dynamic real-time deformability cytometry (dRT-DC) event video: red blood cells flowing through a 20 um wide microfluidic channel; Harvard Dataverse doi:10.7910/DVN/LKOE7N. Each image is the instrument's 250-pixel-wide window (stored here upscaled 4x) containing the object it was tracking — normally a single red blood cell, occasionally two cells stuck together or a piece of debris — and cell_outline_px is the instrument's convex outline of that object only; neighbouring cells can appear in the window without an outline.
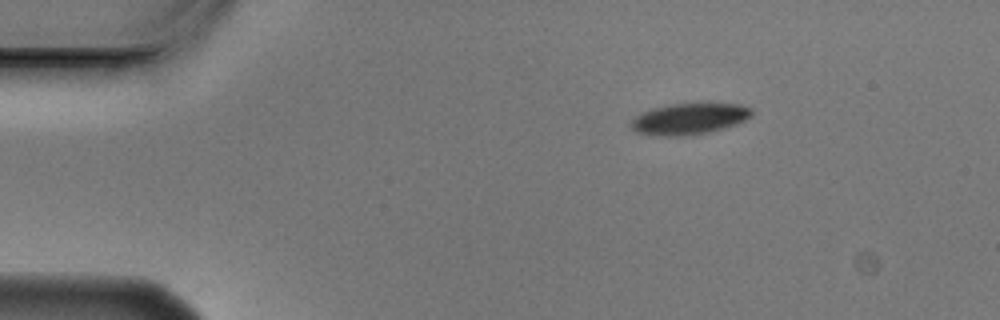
{"species": "Egyptian fruit bat (a non-hibernating species)", "species_latin": "Rousettus aegyptiacus", "temperature_condition": "cold", "stored_images_in_passage": 4, "camera_frame_rate_fps": 3000, "um_per_image_px": 0.085, "animal": {"sex": "male"}, "frame": {"image": 1, "passage_image": 1, "time_ms": 0.0, "image_size_px": [1000, 320], "cell_outline_px": [[752, 116], [736, 124], [704, 132], [680, 136], [660, 136], [636, 132], [628, 124], [636, 116], [652, 108], [672, 104], [740, 104], [752, 108]], "centroid_in_image_um": [58.56, 10.09], "position_along_channel_um": 26.4, "area_um2": 21.5}}
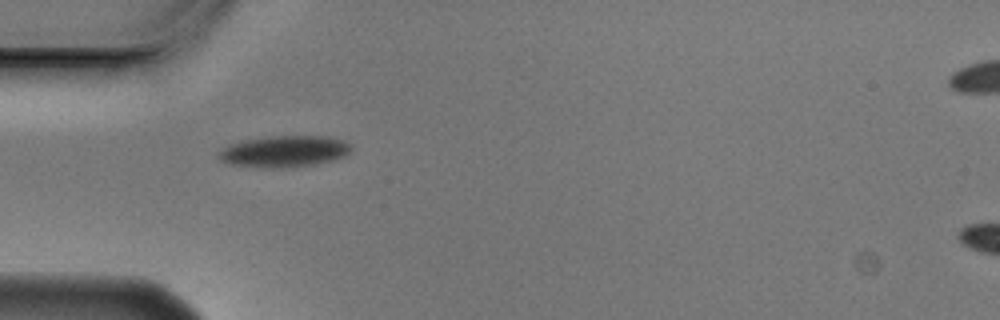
{"frame": {"image": 2, "passage_image": 3, "time_ms": 0.667, "image_size_px": [1000, 320], "cell_outline_px": [[352, 148], [344, 156], [332, 160], [312, 164], [280, 168], [264, 168], [232, 164], [220, 160], [216, 156], [216, 152], [232, 144], [244, 140], [272, 136], [328, 136], [344, 140]], "centroid_in_image_um": [24.14, 12.86], "position_along_channel_um": 60.9, "area_um2": 24.04}}
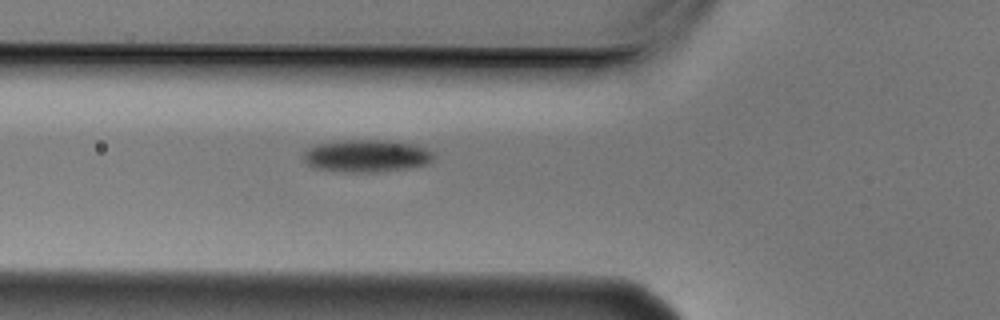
{"frame": {"image": 3, "passage_image": 4, "time_ms": 1.0, "image_size_px": [1000, 320], "cell_outline_px": [[436, 156], [428, 164], [408, 168], [380, 172], [344, 172], [316, 168], [308, 164], [304, 160], [304, 152], [308, 148], [316, 144], [344, 140], [384, 140], [416, 144], [432, 152]], "centroid_in_image_um": [31.18, 13.25], "position_along_channel_um": 94.6, "area_um2": 24.68}}